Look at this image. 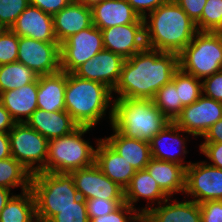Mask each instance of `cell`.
Instances as JSON below:
<instances>
[{"label": "cell", "instance_id": "6da1fadb", "mask_svg": "<svg viewBox=\"0 0 222 222\" xmlns=\"http://www.w3.org/2000/svg\"><path fill=\"white\" fill-rule=\"evenodd\" d=\"M178 68V54L145 47L125 59L113 98L152 100L162 86L172 81Z\"/></svg>", "mask_w": 222, "mask_h": 222}, {"label": "cell", "instance_id": "7a4b0ae2", "mask_svg": "<svg viewBox=\"0 0 222 222\" xmlns=\"http://www.w3.org/2000/svg\"><path fill=\"white\" fill-rule=\"evenodd\" d=\"M144 19L147 48L179 54L198 32L196 24L176 3L169 0Z\"/></svg>", "mask_w": 222, "mask_h": 222}, {"label": "cell", "instance_id": "3957f363", "mask_svg": "<svg viewBox=\"0 0 222 222\" xmlns=\"http://www.w3.org/2000/svg\"><path fill=\"white\" fill-rule=\"evenodd\" d=\"M64 98L65 110L79 126L95 128L107 111L111 125L114 99L112 90L105 84L66 73Z\"/></svg>", "mask_w": 222, "mask_h": 222}, {"label": "cell", "instance_id": "277c9868", "mask_svg": "<svg viewBox=\"0 0 222 222\" xmlns=\"http://www.w3.org/2000/svg\"><path fill=\"white\" fill-rule=\"evenodd\" d=\"M169 122L152 100H113L111 126L128 138L150 142Z\"/></svg>", "mask_w": 222, "mask_h": 222}, {"label": "cell", "instance_id": "5b68a950", "mask_svg": "<svg viewBox=\"0 0 222 222\" xmlns=\"http://www.w3.org/2000/svg\"><path fill=\"white\" fill-rule=\"evenodd\" d=\"M30 189L35 199L37 222H49L80 198L70 173L36 172L32 174Z\"/></svg>", "mask_w": 222, "mask_h": 222}, {"label": "cell", "instance_id": "8992f818", "mask_svg": "<svg viewBox=\"0 0 222 222\" xmlns=\"http://www.w3.org/2000/svg\"><path fill=\"white\" fill-rule=\"evenodd\" d=\"M92 127L79 126L71 134L50 139L45 167L47 173H70L95 163V146L84 139Z\"/></svg>", "mask_w": 222, "mask_h": 222}, {"label": "cell", "instance_id": "52a82bcc", "mask_svg": "<svg viewBox=\"0 0 222 222\" xmlns=\"http://www.w3.org/2000/svg\"><path fill=\"white\" fill-rule=\"evenodd\" d=\"M179 68L204 79L222 70V32L198 31L178 54Z\"/></svg>", "mask_w": 222, "mask_h": 222}, {"label": "cell", "instance_id": "ba28073f", "mask_svg": "<svg viewBox=\"0 0 222 222\" xmlns=\"http://www.w3.org/2000/svg\"><path fill=\"white\" fill-rule=\"evenodd\" d=\"M8 136L11 156L26 169L34 174L45 167L49 140L26 122L15 123Z\"/></svg>", "mask_w": 222, "mask_h": 222}, {"label": "cell", "instance_id": "9c48e42d", "mask_svg": "<svg viewBox=\"0 0 222 222\" xmlns=\"http://www.w3.org/2000/svg\"><path fill=\"white\" fill-rule=\"evenodd\" d=\"M104 49L102 31L93 24L60 44V68L72 73Z\"/></svg>", "mask_w": 222, "mask_h": 222}, {"label": "cell", "instance_id": "30bf717a", "mask_svg": "<svg viewBox=\"0 0 222 222\" xmlns=\"http://www.w3.org/2000/svg\"><path fill=\"white\" fill-rule=\"evenodd\" d=\"M184 194L198 204L222 200V169L210 166L204 160L192 162L186 168Z\"/></svg>", "mask_w": 222, "mask_h": 222}, {"label": "cell", "instance_id": "8fae6325", "mask_svg": "<svg viewBox=\"0 0 222 222\" xmlns=\"http://www.w3.org/2000/svg\"><path fill=\"white\" fill-rule=\"evenodd\" d=\"M17 61L32 69L37 76L57 73L61 70L60 44L19 37Z\"/></svg>", "mask_w": 222, "mask_h": 222}, {"label": "cell", "instance_id": "7c38bea8", "mask_svg": "<svg viewBox=\"0 0 222 222\" xmlns=\"http://www.w3.org/2000/svg\"><path fill=\"white\" fill-rule=\"evenodd\" d=\"M220 119H222V102L202 94L197 101L184 106L173 122L196 139L202 137Z\"/></svg>", "mask_w": 222, "mask_h": 222}, {"label": "cell", "instance_id": "4fadbf2b", "mask_svg": "<svg viewBox=\"0 0 222 222\" xmlns=\"http://www.w3.org/2000/svg\"><path fill=\"white\" fill-rule=\"evenodd\" d=\"M70 174L80 197L84 200L95 198L125 200L124 189L109 179L95 163L74 170Z\"/></svg>", "mask_w": 222, "mask_h": 222}, {"label": "cell", "instance_id": "5bb4252c", "mask_svg": "<svg viewBox=\"0 0 222 222\" xmlns=\"http://www.w3.org/2000/svg\"><path fill=\"white\" fill-rule=\"evenodd\" d=\"M188 136L192 135L179 128L174 122H169L149 142L152 158L174 162L186 169L192 163L191 161H185V155L189 153L186 145L187 141H190ZM172 147L177 150L175 151Z\"/></svg>", "mask_w": 222, "mask_h": 222}, {"label": "cell", "instance_id": "9a60e30c", "mask_svg": "<svg viewBox=\"0 0 222 222\" xmlns=\"http://www.w3.org/2000/svg\"><path fill=\"white\" fill-rule=\"evenodd\" d=\"M124 61L122 56L103 49L72 73L82 79L101 82L113 91L119 81Z\"/></svg>", "mask_w": 222, "mask_h": 222}, {"label": "cell", "instance_id": "2e32d148", "mask_svg": "<svg viewBox=\"0 0 222 222\" xmlns=\"http://www.w3.org/2000/svg\"><path fill=\"white\" fill-rule=\"evenodd\" d=\"M101 31L104 49L124 59L132 57L146 47L144 23L116 25Z\"/></svg>", "mask_w": 222, "mask_h": 222}, {"label": "cell", "instance_id": "e0dca14e", "mask_svg": "<svg viewBox=\"0 0 222 222\" xmlns=\"http://www.w3.org/2000/svg\"><path fill=\"white\" fill-rule=\"evenodd\" d=\"M19 37H29L47 43H58L53 24V15L43 12L36 6L28 7L18 16L10 28Z\"/></svg>", "mask_w": 222, "mask_h": 222}, {"label": "cell", "instance_id": "ac0fdd59", "mask_svg": "<svg viewBox=\"0 0 222 222\" xmlns=\"http://www.w3.org/2000/svg\"><path fill=\"white\" fill-rule=\"evenodd\" d=\"M141 198L147 200V205L141 209L136 208ZM169 197L161 190L157 181L146 169L136 171L129 185L124 190L125 203L137 210L142 216L154 207L159 205ZM157 202V203H156ZM151 203V204H150Z\"/></svg>", "mask_w": 222, "mask_h": 222}, {"label": "cell", "instance_id": "d6986e66", "mask_svg": "<svg viewBox=\"0 0 222 222\" xmlns=\"http://www.w3.org/2000/svg\"><path fill=\"white\" fill-rule=\"evenodd\" d=\"M95 143V164L109 179L125 190L136 170L103 138L96 139Z\"/></svg>", "mask_w": 222, "mask_h": 222}, {"label": "cell", "instance_id": "ffe728a7", "mask_svg": "<svg viewBox=\"0 0 222 222\" xmlns=\"http://www.w3.org/2000/svg\"><path fill=\"white\" fill-rule=\"evenodd\" d=\"M91 9L92 24L100 30L116 25L144 23V19L127 0H104L95 4Z\"/></svg>", "mask_w": 222, "mask_h": 222}, {"label": "cell", "instance_id": "44dd1931", "mask_svg": "<svg viewBox=\"0 0 222 222\" xmlns=\"http://www.w3.org/2000/svg\"><path fill=\"white\" fill-rule=\"evenodd\" d=\"M147 222H201L200 206L193 200L171 197L150 208L142 216Z\"/></svg>", "mask_w": 222, "mask_h": 222}, {"label": "cell", "instance_id": "7402d4cb", "mask_svg": "<svg viewBox=\"0 0 222 222\" xmlns=\"http://www.w3.org/2000/svg\"><path fill=\"white\" fill-rule=\"evenodd\" d=\"M54 33L59 44L92 25V9L76 1L53 15Z\"/></svg>", "mask_w": 222, "mask_h": 222}, {"label": "cell", "instance_id": "603a6c76", "mask_svg": "<svg viewBox=\"0 0 222 222\" xmlns=\"http://www.w3.org/2000/svg\"><path fill=\"white\" fill-rule=\"evenodd\" d=\"M26 123L47 140L69 135L79 127L66 110L50 112L37 108Z\"/></svg>", "mask_w": 222, "mask_h": 222}, {"label": "cell", "instance_id": "cb8c5ba5", "mask_svg": "<svg viewBox=\"0 0 222 222\" xmlns=\"http://www.w3.org/2000/svg\"><path fill=\"white\" fill-rule=\"evenodd\" d=\"M38 78L25 86L0 94V103L16 123L26 122L37 107Z\"/></svg>", "mask_w": 222, "mask_h": 222}, {"label": "cell", "instance_id": "d4e9b609", "mask_svg": "<svg viewBox=\"0 0 222 222\" xmlns=\"http://www.w3.org/2000/svg\"><path fill=\"white\" fill-rule=\"evenodd\" d=\"M113 133L103 139L115 149L132 167L139 171L145 169L152 159L150 143L141 139L128 138L112 126Z\"/></svg>", "mask_w": 222, "mask_h": 222}, {"label": "cell", "instance_id": "484cf974", "mask_svg": "<svg viewBox=\"0 0 222 222\" xmlns=\"http://www.w3.org/2000/svg\"><path fill=\"white\" fill-rule=\"evenodd\" d=\"M66 72L38 76L37 107L55 112L65 110Z\"/></svg>", "mask_w": 222, "mask_h": 222}, {"label": "cell", "instance_id": "4316f807", "mask_svg": "<svg viewBox=\"0 0 222 222\" xmlns=\"http://www.w3.org/2000/svg\"><path fill=\"white\" fill-rule=\"evenodd\" d=\"M145 169L169 198L185 193L186 169L182 165L152 158Z\"/></svg>", "mask_w": 222, "mask_h": 222}, {"label": "cell", "instance_id": "83f0119b", "mask_svg": "<svg viewBox=\"0 0 222 222\" xmlns=\"http://www.w3.org/2000/svg\"><path fill=\"white\" fill-rule=\"evenodd\" d=\"M0 222H37L31 189L10 198L0 213Z\"/></svg>", "mask_w": 222, "mask_h": 222}, {"label": "cell", "instance_id": "f1b7e54d", "mask_svg": "<svg viewBox=\"0 0 222 222\" xmlns=\"http://www.w3.org/2000/svg\"><path fill=\"white\" fill-rule=\"evenodd\" d=\"M32 173L12 156L0 160V187L13 190L20 187L21 192L31 187Z\"/></svg>", "mask_w": 222, "mask_h": 222}, {"label": "cell", "instance_id": "f546056e", "mask_svg": "<svg viewBox=\"0 0 222 222\" xmlns=\"http://www.w3.org/2000/svg\"><path fill=\"white\" fill-rule=\"evenodd\" d=\"M37 78L32 69L18 61L0 65V94L28 85Z\"/></svg>", "mask_w": 222, "mask_h": 222}, {"label": "cell", "instance_id": "4dcf8cb0", "mask_svg": "<svg viewBox=\"0 0 222 222\" xmlns=\"http://www.w3.org/2000/svg\"><path fill=\"white\" fill-rule=\"evenodd\" d=\"M152 101L170 122H173L183 109L178 90L172 81L162 86Z\"/></svg>", "mask_w": 222, "mask_h": 222}, {"label": "cell", "instance_id": "1f68e13d", "mask_svg": "<svg viewBox=\"0 0 222 222\" xmlns=\"http://www.w3.org/2000/svg\"><path fill=\"white\" fill-rule=\"evenodd\" d=\"M172 82L178 90L182 106L191 105L202 95V81L193 75L185 73L180 68L174 73Z\"/></svg>", "mask_w": 222, "mask_h": 222}, {"label": "cell", "instance_id": "d6a6232c", "mask_svg": "<svg viewBox=\"0 0 222 222\" xmlns=\"http://www.w3.org/2000/svg\"><path fill=\"white\" fill-rule=\"evenodd\" d=\"M195 24L198 31L222 32V0H207Z\"/></svg>", "mask_w": 222, "mask_h": 222}, {"label": "cell", "instance_id": "836d02e7", "mask_svg": "<svg viewBox=\"0 0 222 222\" xmlns=\"http://www.w3.org/2000/svg\"><path fill=\"white\" fill-rule=\"evenodd\" d=\"M28 5L29 0H0V23L10 29Z\"/></svg>", "mask_w": 222, "mask_h": 222}, {"label": "cell", "instance_id": "e575fe53", "mask_svg": "<svg viewBox=\"0 0 222 222\" xmlns=\"http://www.w3.org/2000/svg\"><path fill=\"white\" fill-rule=\"evenodd\" d=\"M19 36L11 29L0 35V65L17 61Z\"/></svg>", "mask_w": 222, "mask_h": 222}, {"label": "cell", "instance_id": "d590c367", "mask_svg": "<svg viewBox=\"0 0 222 222\" xmlns=\"http://www.w3.org/2000/svg\"><path fill=\"white\" fill-rule=\"evenodd\" d=\"M49 222H90L85 200L80 197L74 205L60 210Z\"/></svg>", "mask_w": 222, "mask_h": 222}, {"label": "cell", "instance_id": "8d00e7d4", "mask_svg": "<svg viewBox=\"0 0 222 222\" xmlns=\"http://www.w3.org/2000/svg\"><path fill=\"white\" fill-rule=\"evenodd\" d=\"M141 218L142 215L137 210L123 203L110 214L89 220L90 222H138Z\"/></svg>", "mask_w": 222, "mask_h": 222}, {"label": "cell", "instance_id": "74e56055", "mask_svg": "<svg viewBox=\"0 0 222 222\" xmlns=\"http://www.w3.org/2000/svg\"><path fill=\"white\" fill-rule=\"evenodd\" d=\"M89 219L108 215L116 210L125 200H108L95 198L85 200Z\"/></svg>", "mask_w": 222, "mask_h": 222}, {"label": "cell", "instance_id": "f35d334b", "mask_svg": "<svg viewBox=\"0 0 222 222\" xmlns=\"http://www.w3.org/2000/svg\"><path fill=\"white\" fill-rule=\"evenodd\" d=\"M201 81L202 94L215 101L222 102V70L205 77Z\"/></svg>", "mask_w": 222, "mask_h": 222}, {"label": "cell", "instance_id": "ab89813d", "mask_svg": "<svg viewBox=\"0 0 222 222\" xmlns=\"http://www.w3.org/2000/svg\"><path fill=\"white\" fill-rule=\"evenodd\" d=\"M199 152L208 158L209 162L204 160L208 165L222 169V143L202 142Z\"/></svg>", "mask_w": 222, "mask_h": 222}, {"label": "cell", "instance_id": "60d3db41", "mask_svg": "<svg viewBox=\"0 0 222 222\" xmlns=\"http://www.w3.org/2000/svg\"><path fill=\"white\" fill-rule=\"evenodd\" d=\"M199 206L201 222H222V200L205 201Z\"/></svg>", "mask_w": 222, "mask_h": 222}, {"label": "cell", "instance_id": "b9f144b4", "mask_svg": "<svg viewBox=\"0 0 222 222\" xmlns=\"http://www.w3.org/2000/svg\"><path fill=\"white\" fill-rule=\"evenodd\" d=\"M195 23L201 18L207 0H175Z\"/></svg>", "mask_w": 222, "mask_h": 222}, {"label": "cell", "instance_id": "7bdbcfd3", "mask_svg": "<svg viewBox=\"0 0 222 222\" xmlns=\"http://www.w3.org/2000/svg\"><path fill=\"white\" fill-rule=\"evenodd\" d=\"M73 0H29V4L43 12L54 15L69 5Z\"/></svg>", "mask_w": 222, "mask_h": 222}, {"label": "cell", "instance_id": "ee69618b", "mask_svg": "<svg viewBox=\"0 0 222 222\" xmlns=\"http://www.w3.org/2000/svg\"><path fill=\"white\" fill-rule=\"evenodd\" d=\"M169 0H127L131 7L144 18L147 12L150 13Z\"/></svg>", "mask_w": 222, "mask_h": 222}, {"label": "cell", "instance_id": "f6af8a7d", "mask_svg": "<svg viewBox=\"0 0 222 222\" xmlns=\"http://www.w3.org/2000/svg\"><path fill=\"white\" fill-rule=\"evenodd\" d=\"M203 142L222 143V119L214 123L202 136Z\"/></svg>", "mask_w": 222, "mask_h": 222}, {"label": "cell", "instance_id": "bcb514c9", "mask_svg": "<svg viewBox=\"0 0 222 222\" xmlns=\"http://www.w3.org/2000/svg\"><path fill=\"white\" fill-rule=\"evenodd\" d=\"M15 123L9 111L0 103V132L8 133Z\"/></svg>", "mask_w": 222, "mask_h": 222}, {"label": "cell", "instance_id": "7dc6e473", "mask_svg": "<svg viewBox=\"0 0 222 222\" xmlns=\"http://www.w3.org/2000/svg\"><path fill=\"white\" fill-rule=\"evenodd\" d=\"M9 157H11V149L8 133L0 132V160Z\"/></svg>", "mask_w": 222, "mask_h": 222}, {"label": "cell", "instance_id": "c3c4849f", "mask_svg": "<svg viewBox=\"0 0 222 222\" xmlns=\"http://www.w3.org/2000/svg\"><path fill=\"white\" fill-rule=\"evenodd\" d=\"M13 195L10 189L0 187V213Z\"/></svg>", "mask_w": 222, "mask_h": 222}, {"label": "cell", "instance_id": "681fc988", "mask_svg": "<svg viewBox=\"0 0 222 222\" xmlns=\"http://www.w3.org/2000/svg\"><path fill=\"white\" fill-rule=\"evenodd\" d=\"M74 1L81 3L87 7L92 8L95 4L101 3L104 0H74Z\"/></svg>", "mask_w": 222, "mask_h": 222}, {"label": "cell", "instance_id": "f907efd6", "mask_svg": "<svg viewBox=\"0 0 222 222\" xmlns=\"http://www.w3.org/2000/svg\"><path fill=\"white\" fill-rule=\"evenodd\" d=\"M7 28H5L1 23H0V35L6 30Z\"/></svg>", "mask_w": 222, "mask_h": 222}, {"label": "cell", "instance_id": "816d5d0a", "mask_svg": "<svg viewBox=\"0 0 222 222\" xmlns=\"http://www.w3.org/2000/svg\"><path fill=\"white\" fill-rule=\"evenodd\" d=\"M138 222H147L143 217Z\"/></svg>", "mask_w": 222, "mask_h": 222}]
</instances>
